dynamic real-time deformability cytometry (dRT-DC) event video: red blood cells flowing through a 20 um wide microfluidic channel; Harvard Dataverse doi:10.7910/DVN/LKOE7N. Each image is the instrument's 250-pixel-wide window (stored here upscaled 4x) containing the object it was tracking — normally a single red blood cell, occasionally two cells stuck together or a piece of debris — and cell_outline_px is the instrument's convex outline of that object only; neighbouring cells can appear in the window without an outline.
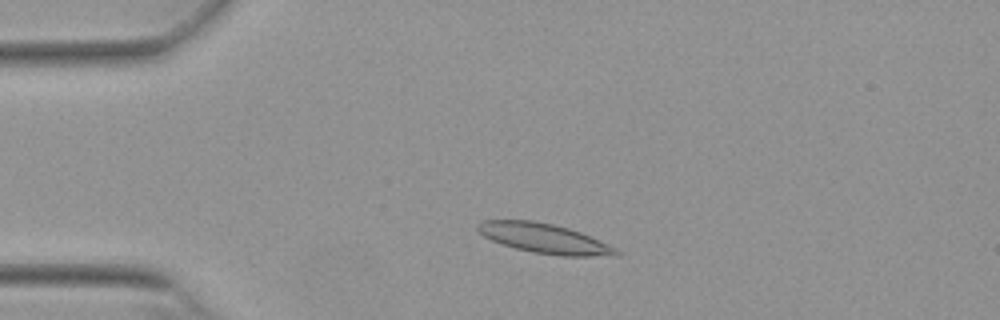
{"species": "Egyptian fruit bat (a non-hibernating species)", "species_latin": "Rousettus aegyptiacus", "temperature_condition": "warm", "stored_images_in_passage": 49, "camera_frame_rate_fps": 3000, "um_per_image_px": 0.085, "animal": {"sex": "female"}, "frame": {"image": 1, "passage_image": 8, "time_ms": 2.333, "image_size_px": [1000, 320], "cell_outline_px": [[620, 256], [560, 256], [532, 252], [500, 244], [484, 236], [476, 228], [476, 224], [484, 220], [532, 220], [552, 224], [568, 228], [580, 232], [608, 244], [616, 248], [620, 252]], "centroid_in_image_um": [46.27, 20.27], "position_along_channel_um": 38.7, "area_um2": 23.99}}
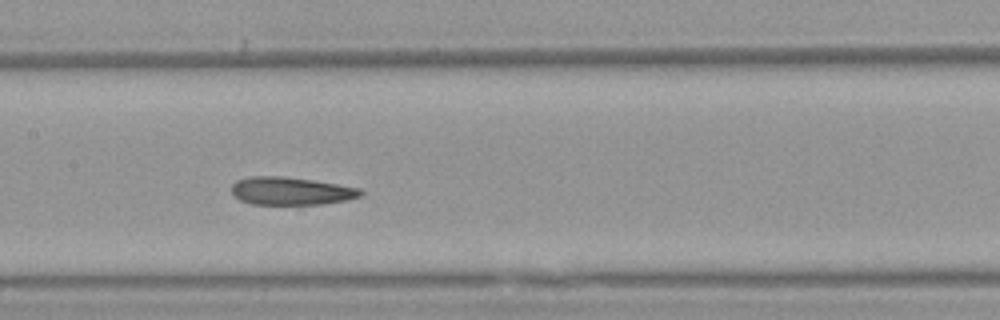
{"frame": {"image": 2, "passage_image": 22, "time_ms": 7.0, "image_size_px": [1000, 320], "cell_outline_px": [[364, 192], [360, 196], [348, 200], [320, 204], [252, 204], [240, 200], [232, 192], [232, 184], [236, 180], [248, 176], [284, 176], [312, 180], [360, 188]], "centroid_in_image_um": [24.72, 16.23], "position_along_channel_um": 182.7, "area_um2": 20.92}}
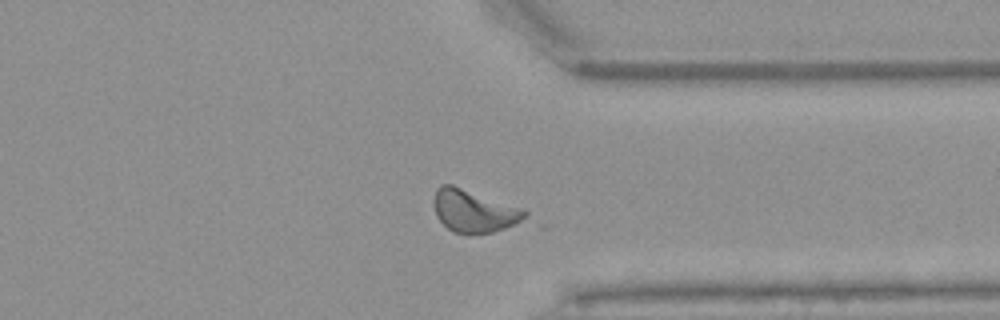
{"frame": {"image": 3, "passage_image": 37, "time_ms": 12.0, "image_size_px": [1000, 320], "cell_outline_px": [[548, 228], [492, 232], [452, 232], [436, 216], [432, 204], [432, 200], [436, 188], [440, 184], [452, 184], [528, 212], [544, 224]], "centroid_in_image_um": [40.69, 18.05], "position_along_channel_um": 370.7, "area_um2": 24.68}, "authors_computed_cell_mechanics": {"area_um2": 22.6576, "velocity_mm_per_s": 3.802, "shape_relaxation_time_tau1_ms": null, "shape_relaxation_time_tau2_ms": 4.7934, "deformation_change_tau1": null, "deformation_change_tau2": 0.1168}}